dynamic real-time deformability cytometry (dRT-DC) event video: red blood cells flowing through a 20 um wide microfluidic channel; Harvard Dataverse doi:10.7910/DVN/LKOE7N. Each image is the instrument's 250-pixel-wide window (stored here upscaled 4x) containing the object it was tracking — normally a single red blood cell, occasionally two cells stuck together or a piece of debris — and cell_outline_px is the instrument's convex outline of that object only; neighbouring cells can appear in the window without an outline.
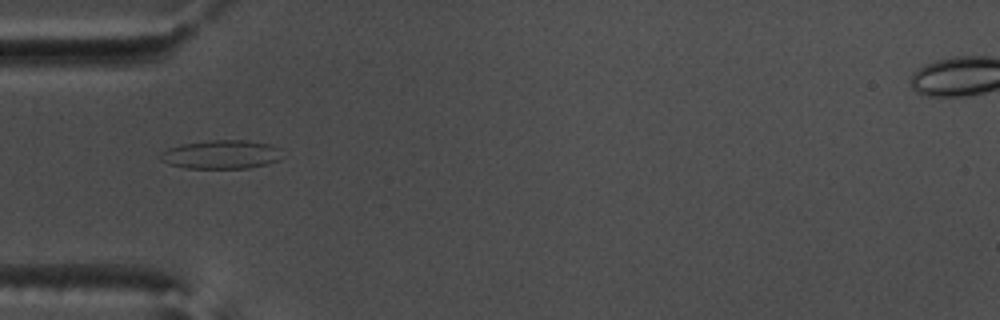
{"species": "common noctule bat (a hibernating species)", "species_latin": "Nyctalus noctula", "temperature_condition": "warm", "stored_images_in_passage": 37, "camera_frame_rate_fps": 3000, "um_per_image_px": 0.085, "animal": {"sex": "male", "body_mass_g": 17.5, "forearm_length_mm": 52.3}, "frame": {"image": 1, "passage_image": 1, "time_ms": 0.0, "image_size_px": [1000, 320], "cell_outline_px": [[280, 160], [268, 164], [248, 168], [184, 168], [168, 164], [160, 160], [160, 152], [168, 148], [180, 144], [212, 140], [248, 140], [268, 144], [280, 148]], "centroid_in_image_um": [18.78, 13.13], "position_along_channel_um": 66.2, "area_um2": 20.52}}
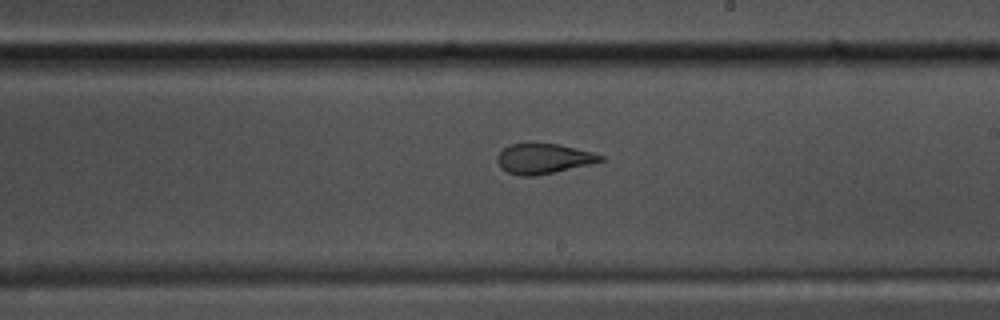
{"frame": {"image": 2, "passage_image": 15, "time_ms": 4.667, "image_size_px": [1000, 320], "cell_outline_px": [[604, 160], [592, 164], [556, 172], [536, 176], [520, 176], [508, 172], [500, 168], [496, 160], [500, 152], [504, 148], [512, 144], [560, 144], [592, 152], [604, 156]], "centroid_in_image_um": [46.22, 13.5], "position_along_channel_um": 242.8, "area_um2": 18.09}}
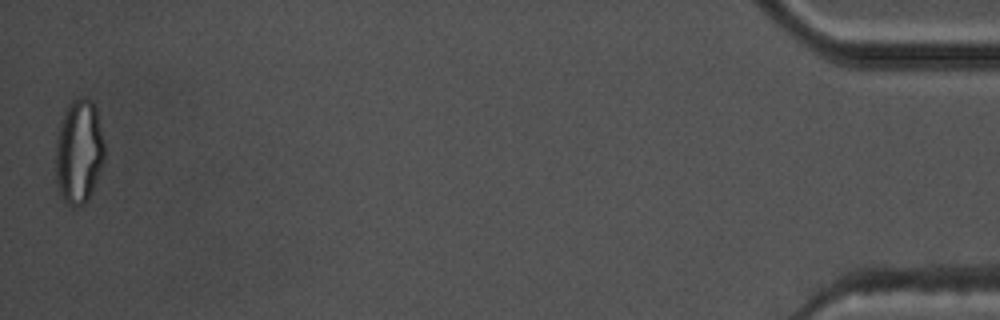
{"frame": {"image": 3, "passage_image": 37, "time_ms": 12.0, "image_size_px": [1000, 320], "cell_outline_px": [[104, 160], [92, 188], [84, 204], [76, 208], [72, 208], [64, 200], [60, 192], [56, 180], [56, 136], [64, 112], [68, 104], [76, 100], [92, 100], [96, 108], [104, 140]], "centroid_in_image_um": [6.7, 12.9], "position_along_channel_um": 428.5, "area_um2": 29.25}, "authors_computed_cell_mechanics": {"area_um2": 19.4786, "velocity_mm_per_s": 3.8007, "shape_relaxation_time_tau1_ms": null, "shape_relaxation_time_tau2_ms": 1.2696, "deformation_change_tau1": null, "deformation_change_tau2": 0.0847}}